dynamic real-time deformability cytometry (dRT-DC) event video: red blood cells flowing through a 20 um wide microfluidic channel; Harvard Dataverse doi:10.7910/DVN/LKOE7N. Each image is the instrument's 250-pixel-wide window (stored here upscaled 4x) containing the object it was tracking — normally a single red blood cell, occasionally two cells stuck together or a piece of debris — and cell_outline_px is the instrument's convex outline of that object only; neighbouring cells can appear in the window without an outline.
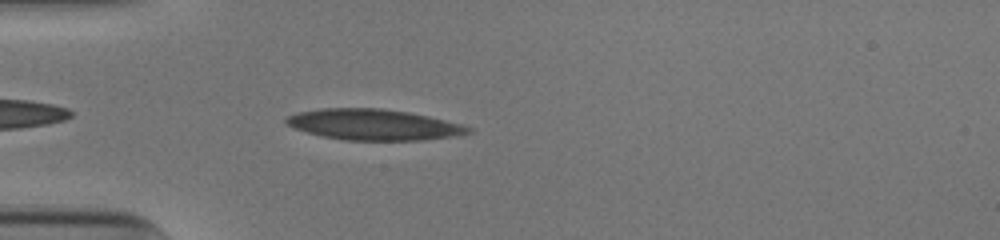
{"species": "human", "species_latin": "Homo sapiens", "temperature_condition": "cold", "stored_images_in_passage": 39, "camera_frame_rate_fps": 3000, "um_per_image_px": 0.085, "donor": {"sex": "male"}, "frame": {"image": 1, "passage_image": 3, "time_ms": 0.667, "image_size_px": [1000, 240], "cell_outline_px": [[472, 132], [448, 136], [420, 140], [344, 140], [324, 136], [308, 132], [284, 124], [284, 120], [288, 116], [296, 112], [324, 108], [380, 108], [408, 112], [428, 116], [460, 124], [472, 128]], "centroid_in_image_um": [31.7, 10.58], "position_along_channel_um": 53.3, "area_um2": 32.31}}
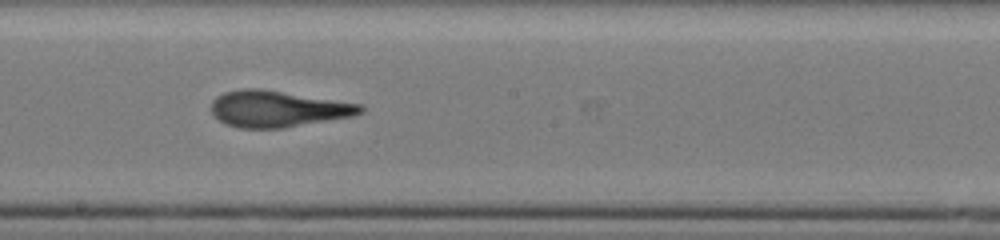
{"frame": {"image": 2, "passage_image": 17, "time_ms": 5.333, "image_size_px": [1000, 240], "cell_outline_px": [[364, 112], [352, 116], [284, 128], [240, 128], [224, 124], [212, 112], [212, 100], [216, 96], [224, 92], [244, 88], [260, 88], [364, 104]], "centroid_in_image_um": [23.63, 9.24], "position_along_channel_um": 224.6, "area_um2": 31.73}}
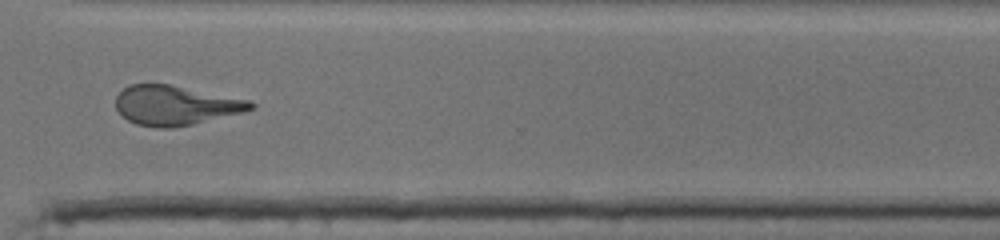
{"frame": {"image": 3, "passage_image": 27, "time_ms": 8.667, "image_size_px": [1000, 240], "cell_outline_px": [[256, 108], [244, 112], [192, 124], [172, 128], [156, 128], [136, 124], [128, 120], [116, 108], [116, 96], [128, 84], [168, 84], [252, 100], [256, 104]], "centroid_in_image_um": [14.95, 8.95], "position_along_channel_um": 355.7, "area_um2": 31.15}, "authors_computed_cell_mechanics": {"area_um2": 31.7322, "velocity_mm_per_s": 3.9206, "shape_relaxation_time_tau1_ms": 6.4784, "shape_relaxation_time_tau2_ms": 1.6073, "deformation_change_tau1": 0.2623, "deformation_change_tau2": 0.1141}}